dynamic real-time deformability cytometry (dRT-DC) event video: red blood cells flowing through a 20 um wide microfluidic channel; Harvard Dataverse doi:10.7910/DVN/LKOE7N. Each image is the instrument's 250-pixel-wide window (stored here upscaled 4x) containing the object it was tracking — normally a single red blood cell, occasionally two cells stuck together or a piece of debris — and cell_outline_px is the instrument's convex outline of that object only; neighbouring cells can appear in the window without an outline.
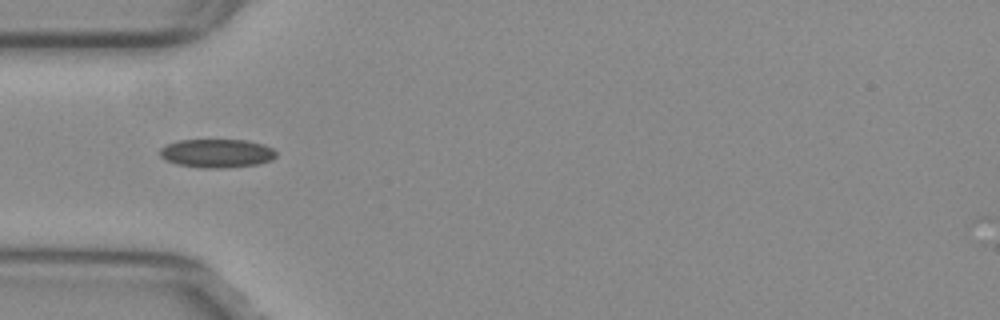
{"species": "common noctule bat (a hibernating species)", "species_latin": "Nyctalus noctula", "temperature_condition": "warm", "stored_images_in_passage": 21, "camera_frame_rate_fps": 3000, "um_per_image_px": 0.085, "animal": {"sex": "female", "body_mass_g": 29.2, "forearm_length_mm": 56.3}, "frame": {"image": 1, "passage_image": 1, "time_ms": 0.0, "image_size_px": [1000, 320], "cell_outline_px": [[276, 156], [272, 160], [256, 164], [224, 168], [200, 168], [176, 164], [164, 160], [160, 156], [160, 148], [168, 144], [180, 140], [244, 140], [264, 144], [272, 148], [276, 152]], "centroid_in_image_um": [18.41, 13.03], "position_along_channel_um": 66.6, "area_um2": 19.42}}
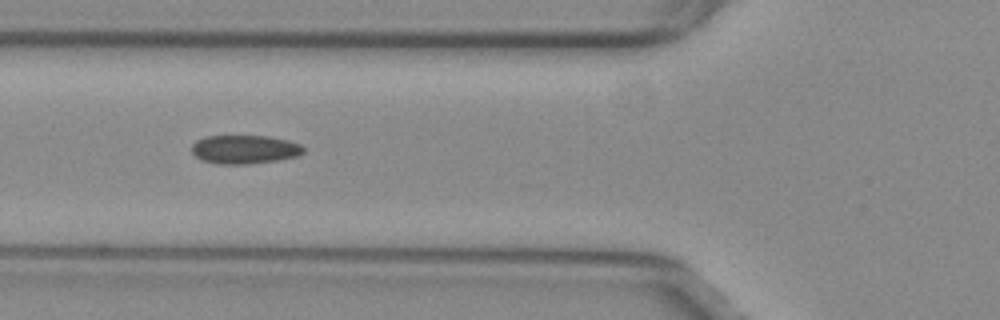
{"frame": {"image": 2, "passage_image": 4, "time_ms": 1.0, "image_size_px": [1000, 320], "cell_outline_px": [[304, 152], [296, 156], [280, 160], [248, 164], [216, 164], [200, 160], [192, 152], [192, 144], [196, 140], [204, 136], [268, 136], [288, 140], [300, 144], [304, 148]], "centroid_in_image_um": [20.77, 12.7], "position_along_channel_um": 105.0, "area_um2": 18.84}}
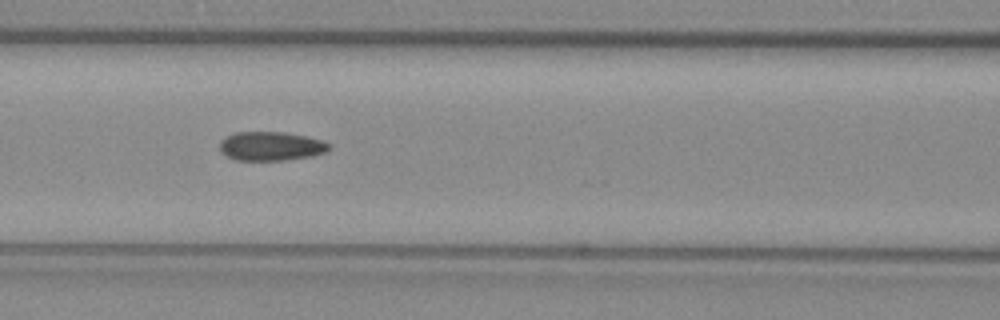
{"frame": {"image": 3, "passage_image": 7, "time_ms": 2.0, "image_size_px": [1000, 320], "cell_outline_px": [[332, 144], [328, 152], [312, 156], [284, 160], [236, 160], [220, 152], [220, 140], [236, 132], [284, 132], [308, 136]], "centroid_in_image_um": [23.07, 12.42], "position_along_channel_um": 143.5, "area_um2": 18.55}}